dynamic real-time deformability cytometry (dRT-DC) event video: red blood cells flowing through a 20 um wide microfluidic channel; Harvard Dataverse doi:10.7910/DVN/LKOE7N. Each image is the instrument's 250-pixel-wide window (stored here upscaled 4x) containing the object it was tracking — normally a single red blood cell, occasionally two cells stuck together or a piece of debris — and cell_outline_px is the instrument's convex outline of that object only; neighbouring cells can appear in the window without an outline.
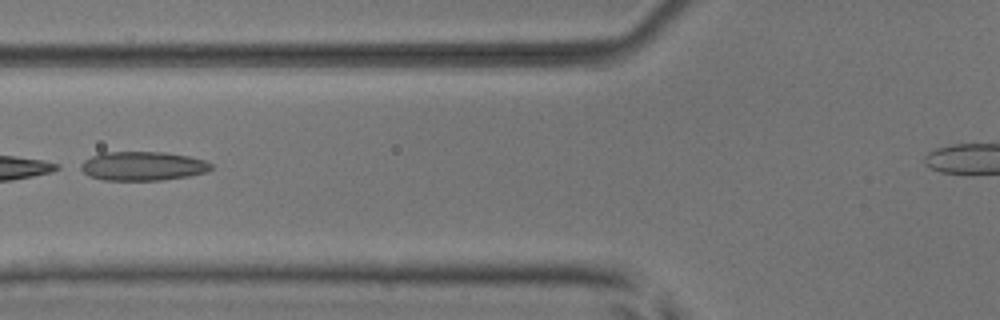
{"species": "common noctule bat (a hibernating species)", "species_latin": "Nyctalus noctula", "temperature_condition": "room temperature", "stored_images_in_passage": 5, "segment_of_instrument_passage": [1, 2], "camera_frame_rate_fps": 3000, "um_per_image_px": 0.085, "animal": {"sex": "male", "body_mass_g": 17.9, "forearm_length_mm": 54.2}, "frame": {"image": 1, "passage_image": 4, "time_ms": 1.0, "image_size_px": [1000, 320], "cell_outline_px": [[212, 168], [208, 172], [188, 176], [164, 180], [104, 180], [88, 176], [76, 168], [76, 164], [100, 152], [164, 152], [188, 156], [204, 160], [212, 164]], "centroid_in_image_um": [12.06, 14.12], "position_along_channel_um": 113.7, "area_um2": 22.43}}